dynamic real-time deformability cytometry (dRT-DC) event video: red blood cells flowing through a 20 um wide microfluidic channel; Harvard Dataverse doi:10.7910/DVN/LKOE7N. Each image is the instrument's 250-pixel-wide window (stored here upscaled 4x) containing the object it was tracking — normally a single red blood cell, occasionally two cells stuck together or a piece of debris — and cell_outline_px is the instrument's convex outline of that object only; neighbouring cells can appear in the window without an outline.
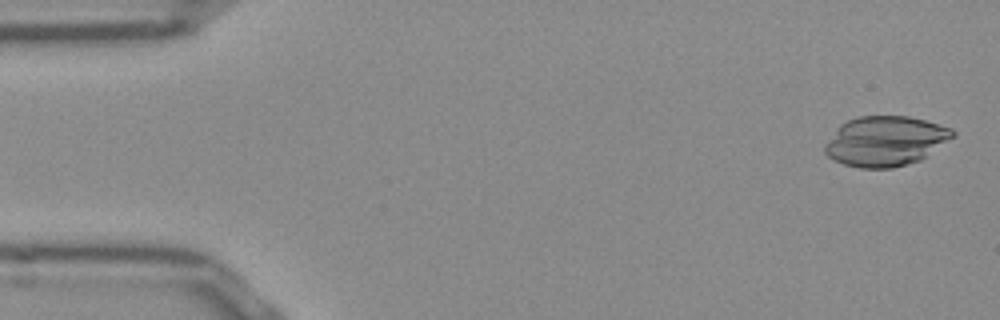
{"species": "Egyptian fruit bat (a non-hibernating species)", "species_latin": "Rousettus aegyptiacus", "temperature_condition": "room temperature", "stored_images_in_passage": 52, "camera_frame_rate_fps": 3000, "um_per_image_px": 0.085, "frame": {"image": 1, "passage_image": 2, "time_ms": 0.333, "image_size_px": [1000, 320], "cell_outline_px": [[956, 136], [920, 160], [892, 168], [860, 168], [844, 164], [832, 160], [824, 152], [824, 144], [836, 128], [840, 124], [848, 120], [860, 116], [908, 116], [924, 120], [952, 128], [956, 132]], "centroid_in_image_um": [75.25, 11.99], "position_along_channel_um": 9.8, "area_um2": 37.34}}
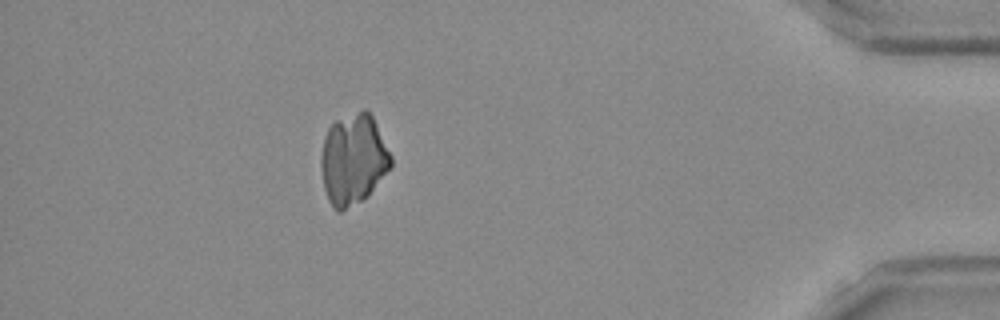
{"frame": {"image": 2, "passage_image": 46, "time_ms": 15.0, "image_size_px": [1000, 320], "cell_outline_px": [[392, 164], [368, 196], [340, 212], [336, 212], [332, 208], [328, 200], [324, 188], [320, 168], [320, 156], [324, 136], [328, 128], [336, 120], [364, 108], [372, 116], [392, 156]], "centroid_in_image_um": [29.99, 13.55], "position_along_channel_um": 405.2, "area_um2": 36.93}}